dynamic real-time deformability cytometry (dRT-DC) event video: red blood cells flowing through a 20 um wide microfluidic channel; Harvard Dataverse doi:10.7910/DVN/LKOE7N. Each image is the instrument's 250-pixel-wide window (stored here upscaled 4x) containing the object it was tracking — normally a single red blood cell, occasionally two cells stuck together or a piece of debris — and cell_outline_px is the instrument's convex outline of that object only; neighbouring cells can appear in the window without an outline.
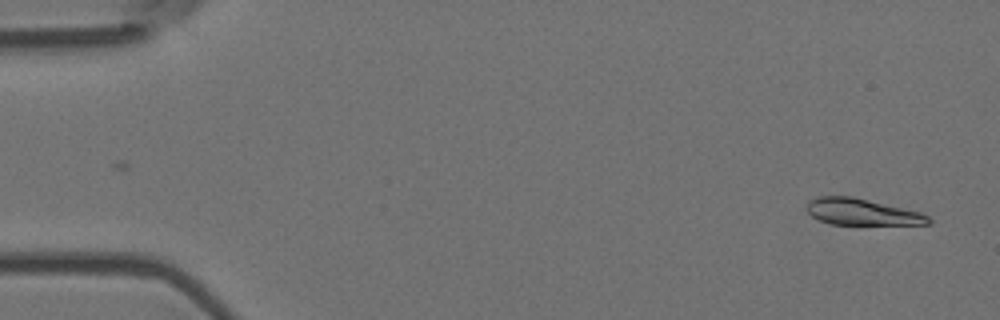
{"species": "Egyptian fruit bat (a non-hibernating species)", "species_latin": "Rousettus aegyptiacus", "temperature_condition": "room temperature", "stored_images_in_passage": 2, "camera_frame_rate_fps": 3000, "um_per_image_px": 0.085, "animal": {"sex": "female"}, "frame": {"image": 1, "passage_image": 2, "time_ms": 0.333, "image_size_px": [1000, 320], "cell_outline_px": [[932, 224], [832, 224], [820, 220], [812, 216], [804, 208], [808, 200], [816, 196], [852, 196], [920, 212], [928, 216], [932, 220]], "centroid_in_image_um": [73.22, 18.0], "position_along_channel_um": 11.8, "area_um2": 18.73}}